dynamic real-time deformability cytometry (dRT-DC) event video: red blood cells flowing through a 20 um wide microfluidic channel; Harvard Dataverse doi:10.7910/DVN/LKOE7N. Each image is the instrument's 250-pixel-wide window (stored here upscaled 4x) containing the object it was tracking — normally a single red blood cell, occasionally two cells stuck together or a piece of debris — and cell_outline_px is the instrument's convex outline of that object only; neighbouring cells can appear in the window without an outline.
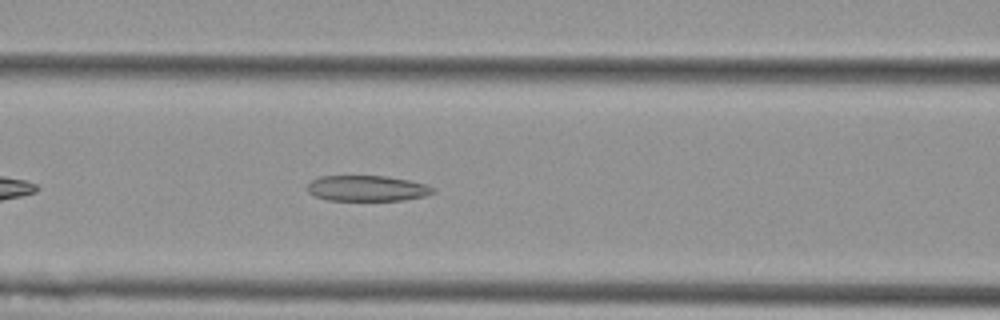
{"species": "Egyptian fruit bat (a non-hibernating species)", "species_latin": "Rousettus aegyptiacus", "temperature_condition": "cold", "stored_images_in_passage": 42, "camera_frame_rate_fps": 3000, "um_per_image_px": 0.085, "animal": {"sex": "female"}, "frame": {"image": 1, "passage_image": 10, "time_ms": 3.0, "image_size_px": [1000, 320], "cell_outline_px": [[436, 192], [424, 196], [404, 200], [328, 200], [316, 196], [308, 192], [308, 184], [312, 180], [320, 176], [384, 176], [408, 180], [424, 184], [432, 188]], "centroid_in_image_um": [31.19, 16.01], "position_along_channel_um": 135.4, "area_um2": 18.55}}
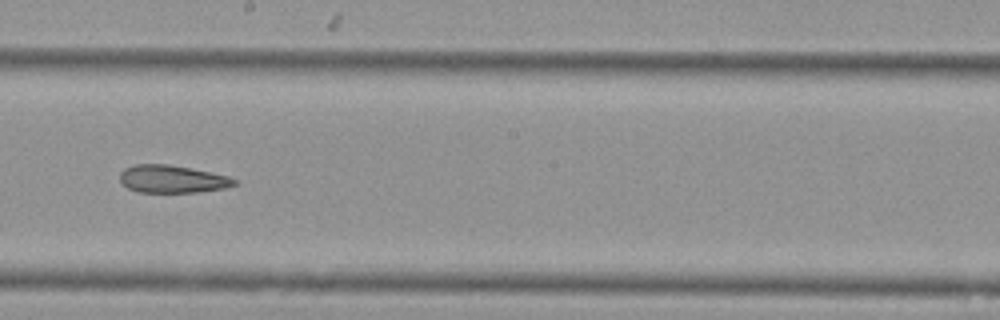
{"frame": {"image": 2, "passage_image": 18, "time_ms": 5.667, "image_size_px": [1000, 320], "cell_outline_px": [[240, 180], [236, 184], [224, 188], [196, 192], [140, 192], [128, 188], [120, 180], [120, 172], [124, 168], [136, 164], [168, 164], [192, 168], [212, 172], [228, 176]], "centroid_in_image_um": [14.67, 15.21], "position_along_channel_um": 233.5, "area_um2": 18.5}}
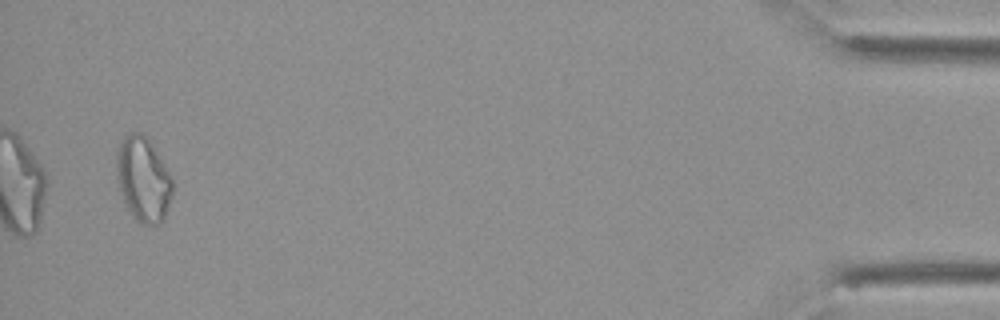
{"frame": {"image": 3, "passage_image": 40, "time_ms": 13.0, "image_size_px": [1000, 320], "cell_outline_px": [[172, 196], [164, 220], [160, 224], [140, 224], [128, 212], [124, 204], [120, 192], [116, 176], [116, 148], [132, 132], [144, 132], [148, 136], [168, 172], [172, 180]], "centroid_in_image_um": [12.15, 15.26], "position_along_channel_um": 423.0, "area_um2": 27.92}}